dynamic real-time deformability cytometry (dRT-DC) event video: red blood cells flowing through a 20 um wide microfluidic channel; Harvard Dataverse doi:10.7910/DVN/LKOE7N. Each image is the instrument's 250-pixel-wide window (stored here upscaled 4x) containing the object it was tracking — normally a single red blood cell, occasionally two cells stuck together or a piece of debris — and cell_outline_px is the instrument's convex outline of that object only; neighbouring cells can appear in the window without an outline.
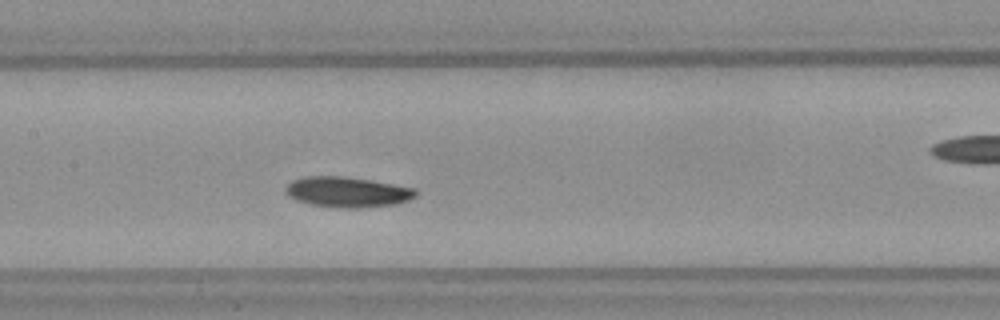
{"species": "Egyptian fruit bat (a non-hibernating species)", "species_latin": "Rousettus aegyptiacus", "temperature_condition": "warm", "stored_images_in_passage": 46, "camera_frame_rate_fps": 3000, "um_per_image_px": 0.085, "frame": {"image": 1, "passage_image": 20, "time_ms": 6.333, "image_size_px": [1000, 320], "cell_outline_px": [[420, 192], [416, 196], [408, 200], [396, 204], [360, 208], [340, 208], [312, 204], [296, 200], [288, 196], [284, 192], [284, 188], [292, 180], [304, 176], [344, 176], [372, 180], [416, 188]], "centroid_in_image_um": [29.54, 16.31], "position_along_channel_um": 177.9, "area_um2": 23.35}, "authors_computed_cell_mechanics": {"area_um2": 22.0507, "velocity_mm_per_s": 4.1416, "shape_relaxation_time_tau1_ms": 2.383, "shape_relaxation_time_tau2_ms": null, "deformation_change_tau1": 0.1028, "deformation_change_tau2": null}}